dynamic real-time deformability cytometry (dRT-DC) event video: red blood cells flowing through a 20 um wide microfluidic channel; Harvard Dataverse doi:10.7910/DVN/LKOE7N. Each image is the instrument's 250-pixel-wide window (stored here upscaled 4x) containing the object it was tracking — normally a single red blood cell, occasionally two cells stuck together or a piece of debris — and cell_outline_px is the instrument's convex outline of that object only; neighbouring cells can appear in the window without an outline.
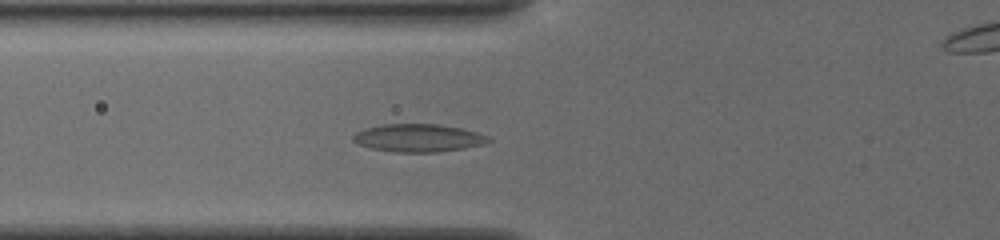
{"species": "common noctule bat (a hibernating species)", "species_latin": "Nyctalus noctula", "temperature_condition": "cold", "stored_images_in_passage": 50, "camera_frame_rate_fps": 3000, "um_per_image_px": 0.085, "animal": {"sex": "female", "body_mass_g": 19.5, "forearm_length_mm": 54.1}, "frame": {"image": 1, "passage_image": 16, "time_ms": 5.0, "image_size_px": [1000, 240], "cell_outline_px": [[492, 140], [480, 144], [464, 148], [440, 152], [396, 152], [372, 148], [360, 144], [352, 140], [352, 136], [356, 132], [364, 128], [384, 124], [440, 124], [460, 128], [476, 132], [488, 136]], "centroid_in_image_um": [35.53, 11.72], "position_along_channel_um": 90.3, "area_um2": 21.79}}
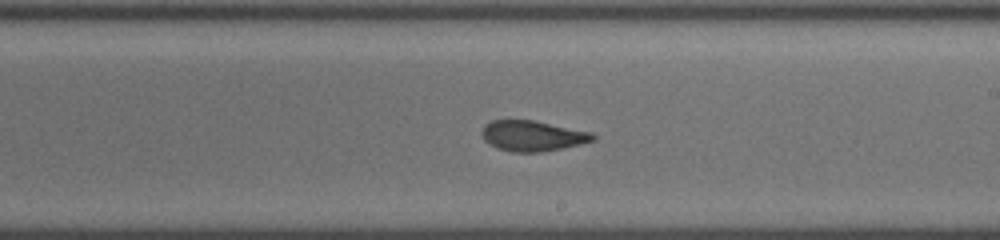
{"frame": {"image": 2, "passage_image": 28, "time_ms": 9.0, "image_size_px": [1000, 240], "cell_outline_px": [[596, 140], [564, 148], [540, 152], [512, 152], [496, 148], [488, 144], [484, 140], [480, 132], [484, 124], [492, 120], [532, 120], [592, 132], [596, 136]], "centroid_in_image_um": [45.24, 11.55], "position_along_channel_um": 243.8, "area_um2": 19.94}}
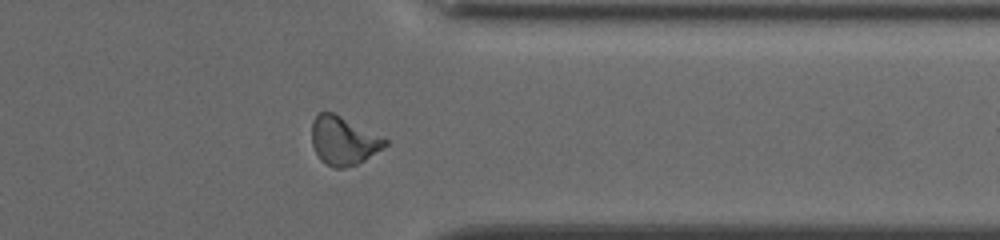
{"frame": {"image": 3, "passage_image": 39, "time_ms": 12.667, "image_size_px": [1000, 240], "cell_outline_px": [[388, 144], [384, 148], [364, 160], [356, 164], [344, 168], [336, 168], [324, 164], [320, 160], [312, 144], [312, 120], [320, 112], [332, 112], [384, 136], [388, 140]], "centroid_in_image_um": [29.21, 11.96], "position_along_channel_um": 382.2, "area_um2": 20.81}, "authors_computed_cell_mechanics": {"area_um2": 20.7791, "velocity_mm_per_s": 3.8317, "shape_relaxation_time_tau1_ms": 7.393, "shape_relaxation_time_tau2_ms": 1.8014, "deformation_change_tau1": 0.1894, "deformation_change_tau2": 0.0863}}